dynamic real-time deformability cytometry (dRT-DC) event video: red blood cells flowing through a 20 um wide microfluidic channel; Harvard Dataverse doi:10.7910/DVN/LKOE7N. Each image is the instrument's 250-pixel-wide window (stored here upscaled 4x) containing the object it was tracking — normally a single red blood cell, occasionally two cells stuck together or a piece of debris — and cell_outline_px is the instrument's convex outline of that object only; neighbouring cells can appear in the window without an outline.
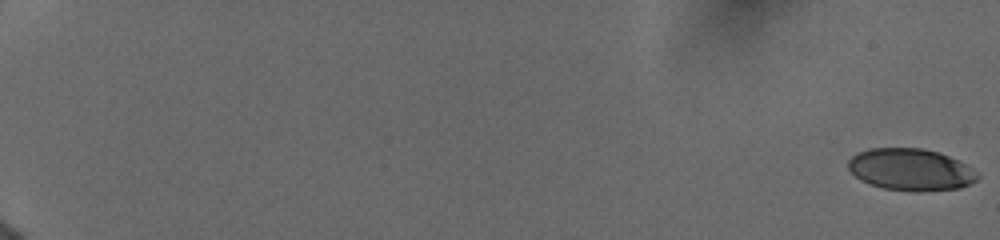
{"species": "human", "species_latin": "Homo sapiens", "temperature_condition": "cold", "stored_images_in_passage": 14, "camera_frame_rate_fps": 3000, "um_per_image_px": 0.085, "donor": {"sex": "female"}, "frame": {"image": 1, "passage_image": 1, "time_ms": 0.0, "image_size_px": [1000, 240], "cell_outline_px": [[980, 176], [976, 180], [960, 188], [884, 188], [868, 184], [860, 180], [848, 168], [848, 160], [852, 156], [868, 148], [920, 148], [940, 152], [964, 164]], "centroid_in_image_um": [77.34, 14.36], "position_along_channel_um": 7.7, "area_um2": 30.29}}
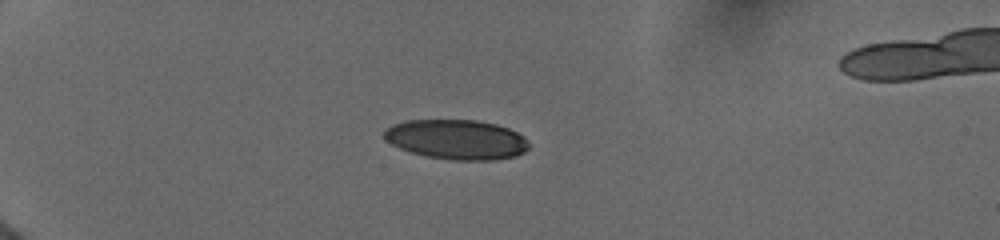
{"frame": {"image": 2, "passage_image": 12, "time_ms": 5.667, "image_size_px": [1000, 240], "cell_outline_px": [[528, 148], [524, 152], [516, 156], [492, 160], [452, 160], [428, 156], [412, 152], [400, 148], [384, 140], [384, 128], [392, 124], [408, 120], [476, 120], [496, 124], [508, 128], [524, 136], [528, 140]], "centroid_in_image_um": [38.8, 11.85], "position_along_channel_um": 46.2, "area_um2": 33.58}}
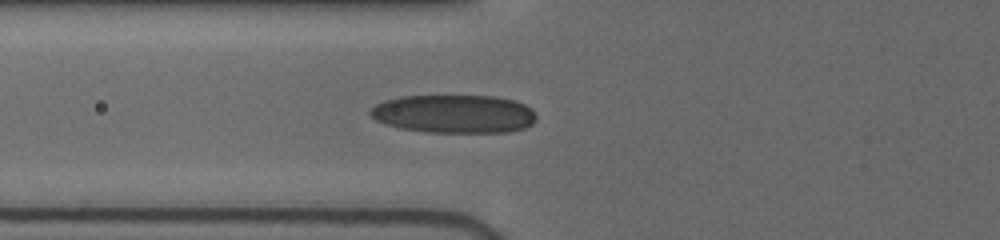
{"frame": {"image": 3, "passage_image": 14, "time_ms": 8.0, "image_size_px": [1000, 240], "cell_outline_px": [[536, 120], [532, 124], [524, 128], [508, 132], [428, 132], [400, 128], [376, 120], [368, 112], [376, 104], [388, 100], [404, 96], [496, 96], [516, 100], [532, 108], [536, 116]], "centroid_in_image_um": [38.65, 9.68], "position_along_channel_um": 87.1, "area_um2": 36.99}}